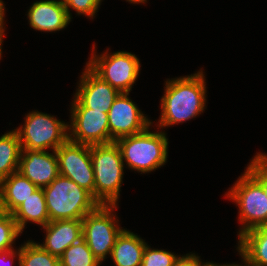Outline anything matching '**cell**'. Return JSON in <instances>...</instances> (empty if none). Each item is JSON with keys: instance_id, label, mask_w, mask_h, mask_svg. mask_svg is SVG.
<instances>
[{"instance_id": "cell-1", "label": "cell", "mask_w": 267, "mask_h": 266, "mask_svg": "<svg viewBox=\"0 0 267 266\" xmlns=\"http://www.w3.org/2000/svg\"><path fill=\"white\" fill-rule=\"evenodd\" d=\"M202 71L166 81L157 124L160 129L183 123L203 113L206 107V82Z\"/></svg>"}, {"instance_id": "cell-2", "label": "cell", "mask_w": 267, "mask_h": 266, "mask_svg": "<svg viewBox=\"0 0 267 266\" xmlns=\"http://www.w3.org/2000/svg\"><path fill=\"white\" fill-rule=\"evenodd\" d=\"M43 192L50 222L83 219L100 205L90 192L61 175L44 187Z\"/></svg>"}, {"instance_id": "cell-3", "label": "cell", "mask_w": 267, "mask_h": 266, "mask_svg": "<svg viewBox=\"0 0 267 266\" xmlns=\"http://www.w3.org/2000/svg\"><path fill=\"white\" fill-rule=\"evenodd\" d=\"M94 169V198L103 205H117L124 161L116 142L90 146Z\"/></svg>"}, {"instance_id": "cell-4", "label": "cell", "mask_w": 267, "mask_h": 266, "mask_svg": "<svg viewBox=\"0 0 267 266\" xmlns=\"http://www.w3.org/2000/svg\"><path fill=\"white\" fill-rule=\"evenodd\" d=\"M144 131L116 140L122 159L134 171L148 173L163 166L168 156L166 133Z\"/></svg>"}, {"instance_id": "cell-5", "label": "cell", "mask_w": 267, "mask_h": 266, "mask_svg": "<svg viewBox=\"0 0 267 266\" xmlns=\"http://www.w3.org/2000/svg\"><path fill=\"white\" fill-rule=\"evenodd\" d=\"M226 194L239 207L242 228L238 238L256 227L267 225V198L262 185L247 171Z\"/></svg>"}, {"instance_id": "cell-6", "label": "cell", "mask_w": 267, "mask_h": 266, "mask_svg": "<svg viewBox=\"0 0 267 266\" xmlns=\"http://www.w3.org/2000/svg\"><path fill=\"white\" fill-rule=\"evenodd\" d=\"M25 124L14 129L20 140L21 148L28 150L56 151L69 139L68 125L54 116L39 111L28 113Z\"/></svg>"}, {"instance_id": "cell-7", "label": "cell", "mask_w": 267, "mask_h": 266, "mask_svg": "<svg viewBox=\"0 0 267 266\" xmlns=\"http://www.w3.org/2000/svg\"><path fill=\"white\" fill-rule=\"evenodd\" d=\"M116 208L117 205L100 204L82 219V239L101 263L106 255H111L117 237L124 230L118 227L119 220L112 213Z\"/></svg>"}, {"instance_id": "cell-8", "label": "cell", "mask_w": 267, "mask_h": 266, "mask_svg": "<svg viewBox=\"0 0 267 266\" xmlns=\"http://www.w3.org/2000/svg\"><path fill=\"white\" fill-rule=\"evenodd\" d=\"M94 51L92 50V56L86 64L120 93H129L139 76V59L127 51L108 54L106 50L100 56Z\"/></svg>"}, {"instance_id": "cell-9", "label": "cell", "mask_w": 267, "mask_h": 266, "mask_svg": "<svg viewBox=\"0 0 267 266\" xmlns=\"http://www.w3.org/2000/svg\"><path fill=\"white\" fill-rule=\"evenodd\" d=\"M70 121V141L89 146L110 143L108 113L84 108L74 98Z\"/></svg>"}, {"instance_id": "cell-10", "label": "cell", "mask_w": 267, "mask_h": 266, "mask_svg": "<svg viewBox=\"0 0 267 266\" xmlns=\"http://www.w3.org/2000/svg\"><path fill=\"white\" fill-rule=\"evenodd\" d=\"M59 175L73 180L94 197V169L90 146L69 139L56 151Z\"/></svg>"}, {"instance_id": "cell-11", "label": "cell", "mask_w": 267, "mask_h": 266, "mask_svg": "<svg viewBox=\"0 0 267 266\" xmlns=\"http://www.w3.org/2000/svg\"><path fill=\"white\" fill-rule=\"evenodd\" d=\"M120 93L108 111L110 143L144 131L152 122L128 97Z\"/></svg>"}, {"instance_id": "cell-12", "label": "cell", "mask_w": 267, "mask_h": 266, "mask_svg": "<svg viewBox=\"0 0 267 266\" xmlns=\"http://www.w3.org/2000/svg\"><path fill=\"white\" fill-rule=\"evenodd\" d=\"M74 98L84 107L108 113L120 92L98 76L87 64Z\"/></svg>"}, {"instance_id": "cell-13", "label": "cell", "mask_w": 267, "mask_h": 266, "mask_svg": "<svg viewBox=\"0 0 267 266\" xmlns=\"http://www.w3.org/2000/svg\"><path fill=\"white\" fill-rule=\"evenodd\" d=\"M22 149L18 172L38 188H44L59 176L56 152Z\"/></svg>"}, {"instance_id": "cell-14", "label": "cell", "mask_w": 267, "mask_h": 266, "mask_svg": "<svg viewBox=\"0 0 267 266\" xmlns=\"http://www.w3.org/2000/svg\"><path fill=\"white\" fill-rule=\"evenodd\" d=\"M46 231L44 250L60 258L64 251L82 239V219H64L49 222L43 227Z\"/></svg>"}, {"instance_id": "cell-15", "label": "cell", "mask_w": 267, "mask_h": 266, "mask_svg": "<svg viewBox=\"0 0 267 266\" xmlns=\"http://www.w3.org/2000/svg\"><path fill=\"white\" fill-rule=\"evenodd\" d=\"M30 26L39 31H60L70 23L63 0L34 2L27 14Z\"/></svg>"}, {"instance_id": "cell-16", "label": "cell", "mask_w": 267, "mask_h": 266, "mask_svg": "<svg viewBox=\"0 0 267 266\" xmlns=\"http://www.w3.org/2000/svg\"><path fill=\"white\" fill-rule=\"evenodd\" d=\"M238 240L237 249L246 266H267V225L245 232Z\"/></svg>"}, {"instance_id": "cell-17", "label": "cell", "mask_w": 267, "mask_h": 266, "mask_svg": "<svg viewBox=\"0 0 267 266\" xmlns=\"http://www.w3.org/2000/svg\"><path fill=\"white\" fill-rule=\"evenodd\" d=\"M146 245L141 237L124 229L117 237L110 256L115 266H141Z\"/></svg>"}, {"instance_id": "cell-18", "label": "cell", "mask_w": 267, "mask_h": 266, "mask_svg": "<svg viewBox=\"0 0 267 266\" xmlns=\"http://www.w3.org/2000/svg\"><path fill=\"white\" fill-rule=\"evenodd\" d=\"M19 231L22 233L26 223L34 222L44 227L50 222L43 188L36 189L12 213Z\"/></svg>"}, {"instance_id": "cell-19", "label": "cell", "mask_w": 267, "mask_h": 266, "mask_svg": "<svg viewBox=\"0 0 267 266\" xmlns=\"http://www.w3.org/2000/svg\"><path fill=\"white\" fill-rule=\"evenodd\" d=\"M38 187L16 171L0 182V197L6 213H12Z\"/></svg>"}, {"instance_id": "cell-20", "label": "cell", "mask_w": 267, "mask_h": 266, "mask_svg": "<svg viewBox=\"0 0 267 266\" xmlns=\"http://www.w3.org/2000/svg\"><path fill=\"white\" fill-rule=\"evenodd\" d=\"M21 152L19 136L15 130L0 137V182L18 171Z\"/></svg>"}, {"instance_id": "cell-21", "label": "cell", "mask_w": 267, "mask_h": 266, "mask_svg": "<svg viewBox=\"0 0 267 266\" xmlns=\"http://www.w3.org/2000/svg\"><path fill=\"white\" fill-rule=\"evenodd\" d=\"M19 266H61L60 258L44 250L38 243L28 240L20 247Z\"/></svg>"}, {"instance_id": "cell-22", "label": "cell", "mask_w": 267, "mask_h": 266, "mask_svg": "<svg viewBox=\"0 0 267 266\" xmlns=\"http://www.w3.org/2000/svg\"><path fill=\"white\" fill-rule=\"evenodd\" d=\"M100 264L83 239L69 246L60 257L61 266H100Z\"/></svg>"}, {"instance_id": "cell-23", "label": "cell", "mask_w": 267, "mask_h": 266, "mask_svg": "<svg viewBox=\"0 0 267 266\" xmlns=\"http://www.w3.org/2000/svg\"><path fill=\"white\" fill-rule=\"evenodd\" d=\"M20 234L12 214L6 213L0 218V253L14 250L13 243Z\"/></svg>"}, {"instance_id": "cell-24", "label": "cell", "mask_w": 267, "mask_h": 266, "mask_svg": "<svg viewBox=\"0 0 267 266\" xmlns=\"http://www.w3.org/2000/svg\"><path fill=\"white\" fill-rule=\"evenodd\" d=\"M178 257L169 251L152 249L146 245L141 266H174Z\"/></svg>"}, {"instance_id": "cell-25", "label": "cell", "mask_w": 267, "mask_h": 266, "mask_svg": "<svg viewBox=\"0 0 267 266\" xmlns=\"http://www.w3.org/2000/svg\"><path fill=\"white\" fill-rule=\"evenodd\" d=\"M246 170L262 185L267 198V155L257 153Z\"/></svg>"}, {"instance_id": "cell-26", "label": "cell", "mask_w": 267, "mask_h": 266, "mask_svg": "<svg viewBox=\"0 0 267 266\" xmlns=\"http://www.w3.org/2000/svg\"><path fill=\"white\" fill-rule=\"evenodd\" d=\"M102 0H63L68 16L72 17L70 8L74 9L78 15L83 14L93 18L98 12ZM70 7V8H69Z\"/></svg>"}, {"instance_id": "cell-27", "label": "cell", "mask_w": 267, "mask_h": 266, "mask_svg": "<svg viewBox=\"0 0 267 266\" xmlns=\"http://www.w3.org/2000/svg\"><path fill=\"white\" fill-rule=\"evenodd\" d=\"M208 262L202 263L200 257L193 254H186L184 256H179L174 266H207Z\"/></svg>"}, {"instance_id": "cell-28", "label": "cell", "mask_w": 267, "mask_h": 266, "mask_svg": "<svg viewBox=\"0 0 267 266\" xmlns=\"http://www.w3.org/2000/svg\"><path fill=\"white\" fill-rule=\"evenodd\" d=\"M15 256H17L19 258L20 247H19L18 251L17 250H15V251L14 250H7L4 252H1L0 253V262H1L0 266L1 265L3 266V264H2L3 262H4V265L9 263V265L12 266ZM5 262H8V263H5Z\"/></svg>"}, {"instance_id": "cell-29", "label": "cell", "mask_w": 267, "mask_h": 266, "mask_svg": "<svg viewBox=\"0 0 267 266\" xmlns=\"http://www.w3.org/2000/svg\"><path fill=\"white\" fill-rule=\"evenodd\" d=\"M4 16H5V6L2 0H0V37H4Z\"/></svg>"}, {"instance_id": "cell-30", "label": "cell", "mask_w": 267, "mask_h": 266, "mask_svg": "<svg viewBox=\"0 0 267 266\" xmlns=\"http://www.w3.org/2000/svg\"><path fill=\"white\" fill-rule=\"evenodd\" d=\"M207 266H240L239 264H223V265H219V264H215L213 262H208Z\"/></svg>"}, {"instance_id": "cell-31", "label": "cell", "mask_w": 267, "mask_h": 266, "mask_svg": "<svg viewBox=\"0 0 267 266\" xmlns=\"http://www.w3.org/2000/svg\"><path fill=\"white\" fill-rule=\"evenodd\" d=\"M6 214L3 203L1 201V197H0V218H2L4 215Z\"/></svg>"}, {"instance_id": "cell-32", "label": "cell", "mask_w": 267, "mask_h": 266, "mask_svg": "<svg viewBox=\"0 0 267 266\" xmlns=\"http://www.w3.org/2000/svg\"><path fill=\"white\" fill-rule=\"evenodd\" d=\"M126 1L137 4V3H145L147 0H126Z\"/></svg>"}, {"instance_id": "cell-33", "label": "cell", "mask_w": 267, "mask_h": 266, "mask_svg": "<svg viewBox=\"0 0 267 266\" xmlns=\"http://www.w3.org/2000/svg\"><path fill=\"white\" fill-rule=\"evenodd\" d=\"M2 39H3V37H0V59H1V57H2V56H1V55H2V50H1L2 47H1V45H2V41H3Z\"/></svg>"}]
</instances>
